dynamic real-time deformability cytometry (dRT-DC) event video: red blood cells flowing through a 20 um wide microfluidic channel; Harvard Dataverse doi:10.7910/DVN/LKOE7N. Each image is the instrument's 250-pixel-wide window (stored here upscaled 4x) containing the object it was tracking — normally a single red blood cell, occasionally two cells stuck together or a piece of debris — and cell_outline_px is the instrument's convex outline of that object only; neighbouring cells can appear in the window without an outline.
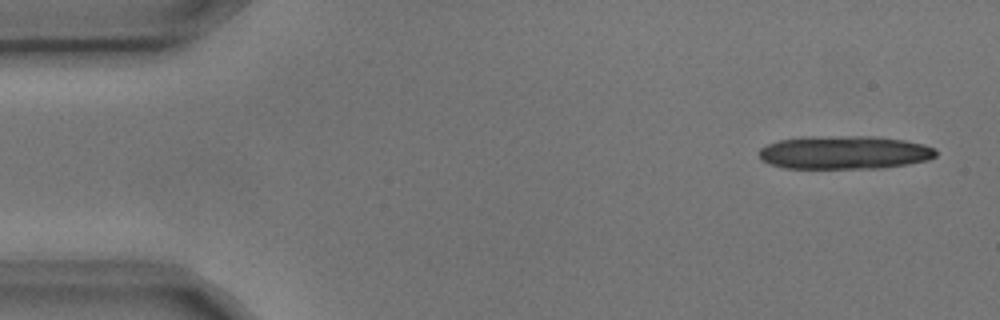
{"species": "common noctule bat (a hibernating species)", "species_latin": "Nyctalus noctula", "temperature_condition": "cold", "stored_images_in_passage": 6, "camera_frame_rate_fps": 3000, "um_per_image_px": 0.085, "animal": {"sex": "male", "body_mass_g": 17.9, "forearm_length_mm": 54.2}, "frame": {"image": 1, "passage_image": 1, "time_ms": 0.0, "image_size_px": [1000, 320], "cell_outline_px": [[936, 156], [928, 160], [908, 164], [884, 168], [784, 168], [768, 164], [760, 160], [756, 152], [760, 148], [768, 144], [780, 140], [808, 136], [872, 136], [904, 140], [924, 144], [936, 148]], "centroid_in_image_um": [71.75, 12.96], "position_along_channel_um": 13.3, "area_um2": 34.8}}
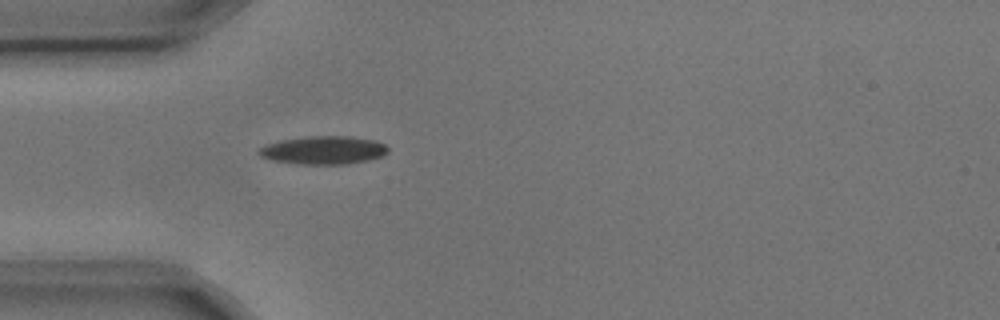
{"frame": {"image": 2, "passage_image": 6, "time_ms": 1.667, "image_size_px": [1000, 320], "cell_outline_px": [[388, 152], [384, 156], [368, 160], [348, 164], [296, 164], [272, 160], [260, 156], [256, 152], [264, 144], [280, 140], [312, 136], [352, 136], [376, 140], [384, 144], [388, 148]], "centroid_in_image_um": [27.5, 12.76], "position_along_channel_um": 57.5, "area_um2": 21.44}}